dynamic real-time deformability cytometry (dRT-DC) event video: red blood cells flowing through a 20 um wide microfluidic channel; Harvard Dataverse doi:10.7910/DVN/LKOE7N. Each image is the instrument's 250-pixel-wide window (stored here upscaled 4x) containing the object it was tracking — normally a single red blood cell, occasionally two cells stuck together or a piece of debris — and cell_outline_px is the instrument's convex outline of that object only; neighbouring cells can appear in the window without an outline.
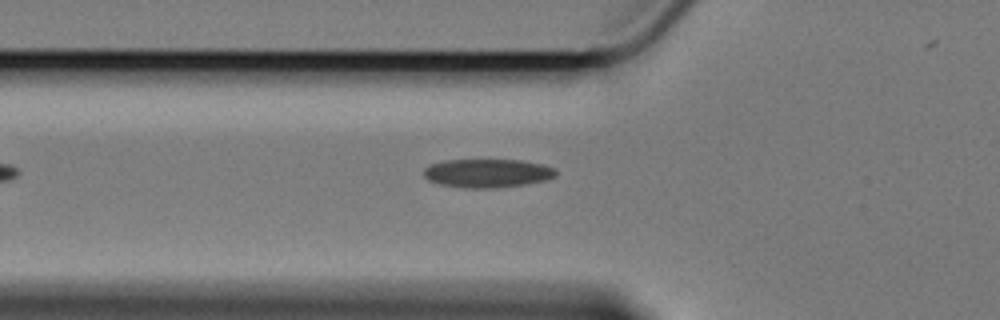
{"species": "Egyptian fruit bat (a non-hibernating species)", "species_latin": "Rousettus aegyptiacus", "temperature_condition": "cold", "stored_images_in_passage": 25, "camera_frame_rate_fps": 3000, "um_per_image_px": 0.085, "animal": {"sex": "female"}, "frame": {"image": 1, "passage_image": 3, "time_ms": 0.667, "image_size_px": [1000, 320], "cell_outline_px": [[556, 176], [548, 180], [524, 184], [496, 188], [464, 188], [440, 184], [428, 180], [424, 176], [424, 168], [428, 164], [444, 160], [524, 160], [544, 164], [556, 168]], "centroid_in_image_um": [41.45, 14.71], "position_along_channel_um": 84.4, "area_um2": 22.31}}
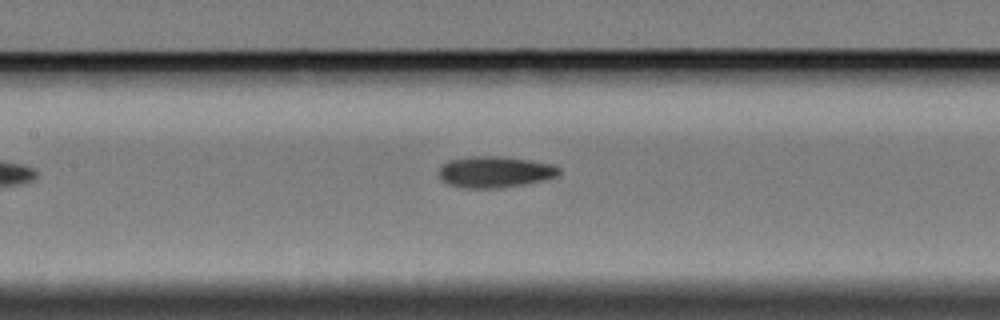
{"frame": {"image": 2, "passage_image": 10, "time_ms": 3.0, "image_size_px": [1000, 320], "cell_outline_px": [[560, 172], [556, 176], [544, 180], [524, 184], [500, 188], [464, 188], [448, 184], [440, 180], [440, 168], [448, 160], [468, 156], [504, 156], [532, 160], [552, 164], [560, 168]], "centroid_in_image_um": [42.07, 14.6], "position_along_channel_um": 165.3, "area_um2": 22.08}}
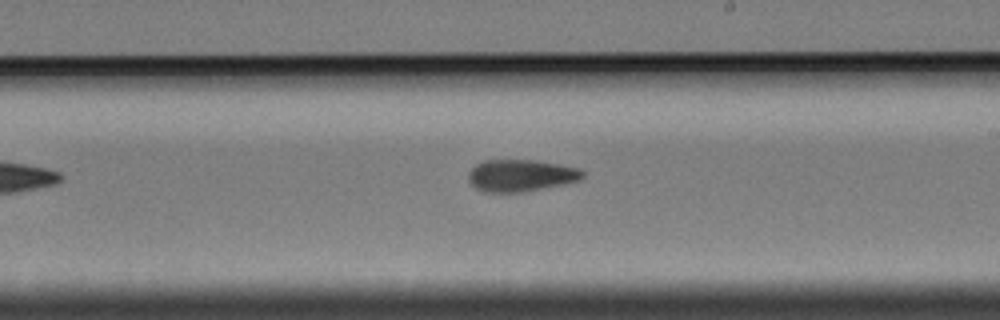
{"frame": {"image": 3, "passage_image": 17, "time_ms": 5.333, "image_size_px": [1000, 320], "cell_outline_px": [[584, 176], [580, 180], [520, 192], [488, 192], [476, 188], [468, 180], [468, 172], [476, 164], [484, 160], [532, 160], [580, 168], [584, 172]], "centroid_in_image_um": [44.24, 14.9], "position_along_channel_um": 244.8, "area_um2": 20.92}}